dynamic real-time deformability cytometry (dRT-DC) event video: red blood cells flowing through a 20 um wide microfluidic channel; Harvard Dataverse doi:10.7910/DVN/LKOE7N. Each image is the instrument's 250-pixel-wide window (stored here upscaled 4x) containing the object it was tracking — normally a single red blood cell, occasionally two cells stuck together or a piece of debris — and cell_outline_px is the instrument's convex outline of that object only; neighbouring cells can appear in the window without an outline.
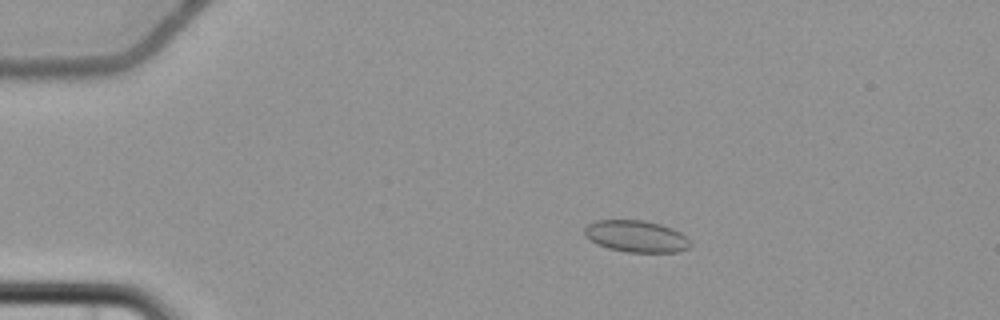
{"species": "common noctule bat (a hibernating species)", "species_latin": "Nyctalus noctula", "temperature_condition": "cold", "stored_images_in_passage": 6, "camera_frame_rate_fps": 3000, "um_per_image_px": 0.085, "animal": {"sex": "female", "body_mass_g": 22.7, "forearm_length_mm": 54.2}, "frame": {"image": 1, "passage_image": 4, "time_ms": 3.333, "image_size_px": [1000, 320], "cell_outline_px": [[692, 244], [688, 248], [676, 252], [628, 252], [608, 248], [596, 244], [584, 236], [584, 228], [588, 224], [596, 220], [644, 220], [660, 224], [672, 228], [688, 236]], "centroid_in_image_um": [54.08, 20.08], "position_along_channel_um": 30.9, "area_um2": 19.77}}